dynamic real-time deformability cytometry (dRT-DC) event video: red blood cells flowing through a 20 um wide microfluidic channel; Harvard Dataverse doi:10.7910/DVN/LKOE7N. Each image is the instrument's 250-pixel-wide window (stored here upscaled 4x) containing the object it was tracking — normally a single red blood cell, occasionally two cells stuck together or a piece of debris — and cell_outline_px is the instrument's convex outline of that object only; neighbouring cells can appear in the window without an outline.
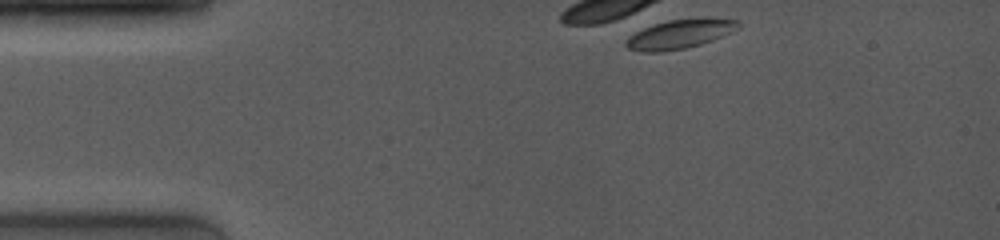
{"species": "common noctule bat (a hibernating species)", "species_latin": "Nyctalus noctula", "temperature_condition": "room temperature", "stored_images_in_passage": 2, "camera_frame_rate_fps": 4000, "um_per_image_px": 0.085, "animal": {"sex": "female", "body_mass_g": 19.0, "forearm_length_mm": 53.3}, "frame": {"image": 1, "passage_image": 1, "time_ms": 0.0, "image_size_px": [1000, 240], "cell_outline_px": [[740, 28], [732, 32], [712, 40], [700, 44], [684, 48], [660, 52], [644, 52], [628, 48], [624, 44], [624, 40], [628, 36], [644, 28], [668, 20], [700, 16], [708, 16], [740, 20]], "centroid_in_image_um": [57.85, 2.85], "position_along_channel_um": 27.2, "area_um2": 19.48}}